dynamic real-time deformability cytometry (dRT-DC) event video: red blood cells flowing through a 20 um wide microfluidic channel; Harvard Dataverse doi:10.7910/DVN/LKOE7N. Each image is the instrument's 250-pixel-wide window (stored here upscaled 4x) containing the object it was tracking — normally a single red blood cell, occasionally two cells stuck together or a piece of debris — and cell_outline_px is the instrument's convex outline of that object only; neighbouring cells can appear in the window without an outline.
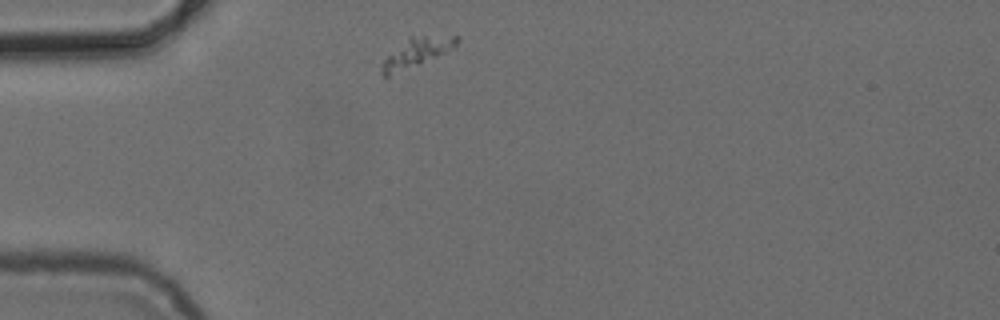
{"species": "common noctule bat (a hibernating species)", "species_latin": "Nyctalus noctula", "temperature_condition": "cold", "stored_images_in_passage": 3, "camera_frame_rate_fps": 3000, "um_per_image_px": 0.085, "animal": {"sex": "female", "body_mass_g": 24.6, "forearm_length_mm": 56.2}, "frame": {"image": 1, "passage_image": 1, "time_ms": 0.0, "image_size_px": [1000, 320], "cell_outline_px": [[460, 40], [456, 48], [388, 76], [384, 76], [384, 60], [408, 36], [460, 36]], "centroid_in_image_um": [35.53, 4.39], "position_along_channel_um": 49.5, "area_um2": 12.08}}
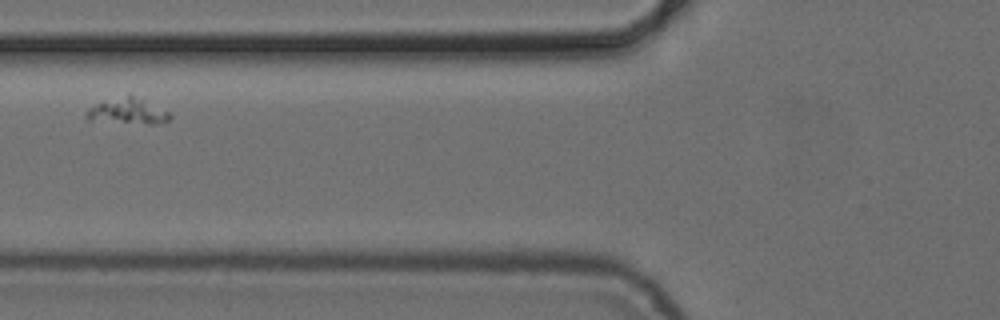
{"frame": {"image": 2, "passage_image": 3, "time_ms": 2.333, "image_size_px": [1000, 320], "cell_outline_px": [[172, 116], [164, 124], [148, 124], [88, 120], [84, 116], [84, 112], [88, 108], [96, 104], [128, 92], [172, 112]], "centroid_in_image_um": [10.9, 9.43], "position_along_channel_um": 114.9, "area_um2": 13.18}}